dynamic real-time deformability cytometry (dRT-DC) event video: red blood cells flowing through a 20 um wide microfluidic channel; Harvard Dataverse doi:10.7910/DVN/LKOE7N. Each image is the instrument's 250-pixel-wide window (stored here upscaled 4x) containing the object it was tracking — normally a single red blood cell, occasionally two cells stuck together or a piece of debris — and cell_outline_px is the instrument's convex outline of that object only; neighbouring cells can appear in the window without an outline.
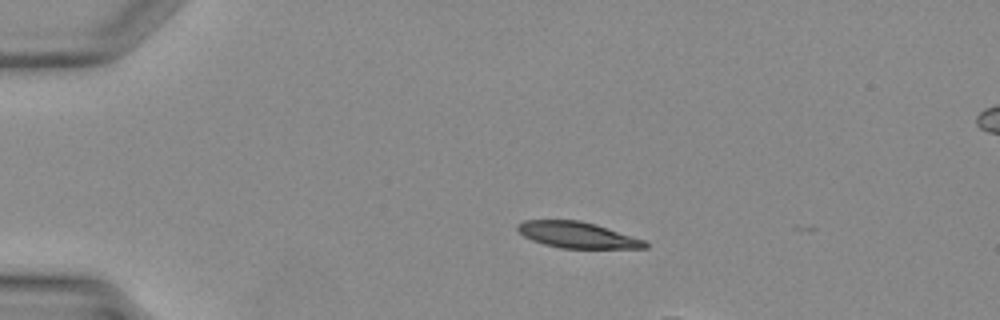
{"species": "Egyptian fruit bat (a non-hibernating species)", "species_latin": "Rousettus aegyptiacus", "temperature_condition": "warm", "stored_images_in_passage": 15, "camera_frame_rate_fps": 3000, "um_per_image_px": 0.085, "animal": {"sex": "female"}, "frame": {"image": 1, "passage_image": 9, "time_ms": 2.667, "image_size_px": [1000, 320], "cell_outline_px": [[648, 248], [560, 248], [544, 244], [532, 240], [524, 236], [516, 228], [516, 224], [524, 220], [580, 220], [596, 224], [648, 240]], "centroid_in_image_um": [49.12, 19.97], "position_along_channel_um": 35.9, "area_um2": 19.59}}